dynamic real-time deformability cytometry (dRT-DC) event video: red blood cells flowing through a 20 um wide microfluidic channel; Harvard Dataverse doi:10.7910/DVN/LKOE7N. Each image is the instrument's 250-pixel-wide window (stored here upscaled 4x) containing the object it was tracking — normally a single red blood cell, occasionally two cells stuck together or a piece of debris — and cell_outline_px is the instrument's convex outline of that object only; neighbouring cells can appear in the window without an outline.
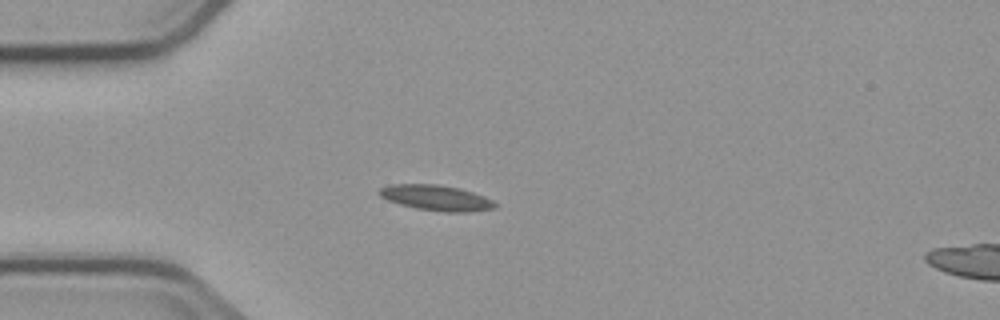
{"species": "common noctule bat (a hibernating species)", "species_latin": "Nyctalus noctula", "temperature_condition": "cold", "stored_images_in_passage": 3, "camera_frame_rate_fps": 3000, "um_per_image_px": 0.085, "animal": {"sex": "male", "body_mass_g": 23.1, "forearm_length_mm": 52.7}, "frame": {"image": 1, "passage_image": 3, "time_ms": 2.333, "image_size_px": [1000, 320], "cell_outline_px": [[496, 208], [468, 212], [444, 212], [416, 208], [400, 204], [388, 200], [380, 196], [376, 192], [380, 188], [392, 184], [436, 184], [460, 188], [484, 196], [492, 200], [496, 204]], "centroid_in_image_um": [37.07, 16.81], "position_along_channel_um": 47.9, "area_um2": 17.17}}